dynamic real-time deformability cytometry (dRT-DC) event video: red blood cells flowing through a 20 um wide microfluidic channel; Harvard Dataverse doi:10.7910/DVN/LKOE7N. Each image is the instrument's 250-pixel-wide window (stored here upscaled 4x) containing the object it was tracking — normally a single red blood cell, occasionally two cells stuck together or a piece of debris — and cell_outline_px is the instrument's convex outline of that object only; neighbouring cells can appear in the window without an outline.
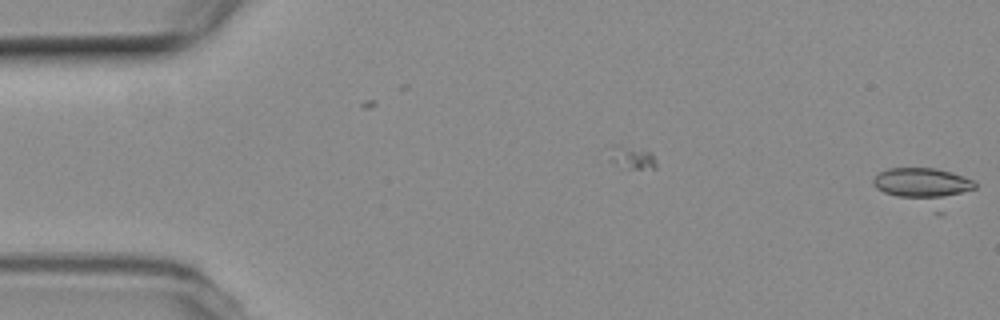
{"species": "common noctule bat (a hibernating species)", "species_latin": "Nyctalus noctula", "temperature_condition": "room temperature", "stored_images_in_passage": 12, "camera_frame_rate_fps": 3000, "um_per_image_px": 0.085, "animal": {"sex": "female", "body_mass_g": 19.3, "forearm_length_mm": 54.1}, "frame": {"image": 1, "passage_image": 12, "time_ms": 3.667, "image_size_px": [1000, 320], "cell_outline_px": [[976, 188], [940, 216], [936, 216], [884, 192], [876, 188], [872, 184], [872, 180], [880, 172], [888, 168], [936, 168], [952, 172], [972, 180], [976, 184]], "centroid_in_image_um": [78.62, 15.94], "position_along_channel_um": 6.4, "area_um2": 23.18}}